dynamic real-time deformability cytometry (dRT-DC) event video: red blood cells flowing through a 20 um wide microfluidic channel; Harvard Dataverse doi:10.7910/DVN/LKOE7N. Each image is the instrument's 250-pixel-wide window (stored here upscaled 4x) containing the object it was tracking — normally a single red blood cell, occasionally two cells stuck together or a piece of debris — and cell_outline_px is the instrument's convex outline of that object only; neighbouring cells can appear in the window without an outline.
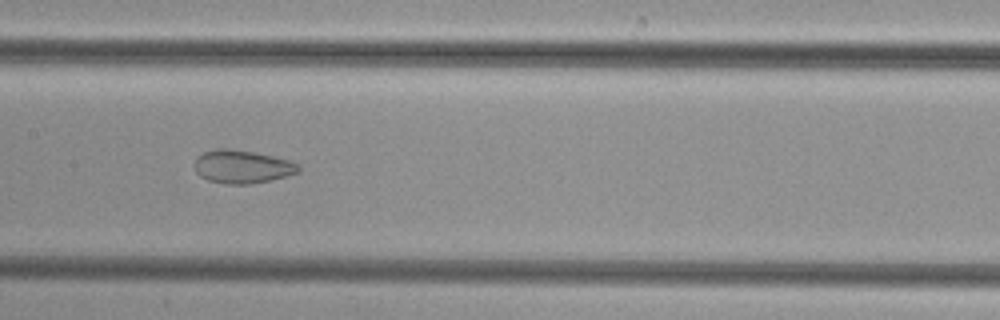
{"species": "common noctule bat (a hibernating species)", "species_latin": "Nyctalus noctula", "temperature_condition": "cold", "stored_images_in_passage": 50, "camera_frame_rate_fps": 3000, "um_per_image_px": 0.085, "animal": {"sex": "female", "body_mass_g": 29.2, "forearm_length_mm": 56.3}, "frame": {"image": 1, "passage_image": 25, "time_ms": 8.0, "image_size_px": [1000, 320], "cell_outline_px": [[300, 172], [268, 180], [248, 184], [228, 184], [208, 180], [200, 176], [196, 172], [192, 164], [196, 156], [204, 152], [216, 148], [228, 148], [252, 152], [272, 156], [288, 160], [300, 164]], "centroid_in_image_um": [20.53, 14.16], "position_along_channel_um": 186.9, "area_um2": 20.11}}
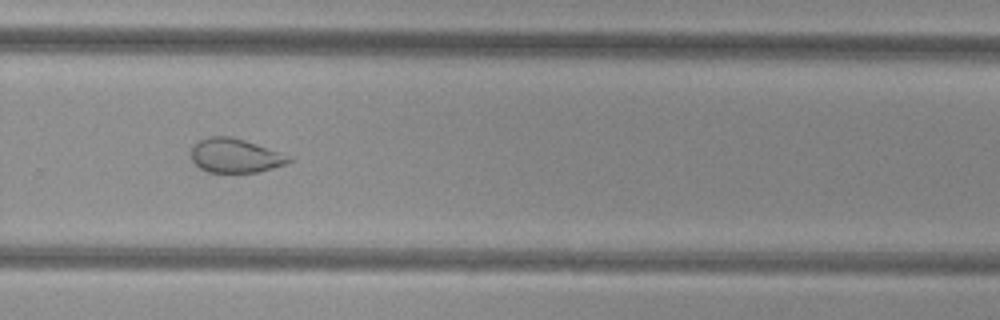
{"frame": {"image": 2, "passage_image": 34, "time_ms": 11.0, "image_size_px": [1000, 320], "cell_outline_px": [[292, 160], [288, 164], [256, 172], [208, 172], [200, 168], [192, 160], [192, 148], [200, 140], [208, 136], [228, 136], [244, 140], [280, 152]], "centroid_in_image_um": [19.98, 13.23], "position_along_channel_um": 309.8, "area_um2": 19.07}}
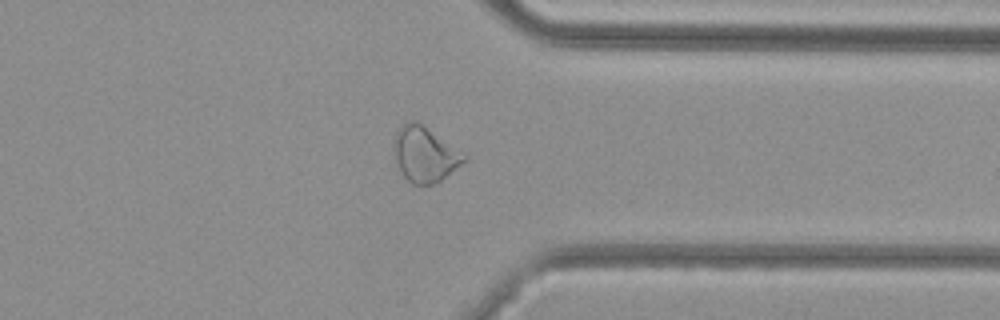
{"frame": {"image": 3, "passage_image": 39, "time_ms": 12.667, "image_size_px": [1000, 320], "cell_outline_px": [[468, 160], [440, 180], [432, 184], [412, 184], [400, 172], [392, 148], [396, 132], [408, 120], [416, 120], [468, 156]], "centroid_in_image_um": [36.1, 13.11], "position_along_channel_um": 375.3, "area_um2": 22.43}}